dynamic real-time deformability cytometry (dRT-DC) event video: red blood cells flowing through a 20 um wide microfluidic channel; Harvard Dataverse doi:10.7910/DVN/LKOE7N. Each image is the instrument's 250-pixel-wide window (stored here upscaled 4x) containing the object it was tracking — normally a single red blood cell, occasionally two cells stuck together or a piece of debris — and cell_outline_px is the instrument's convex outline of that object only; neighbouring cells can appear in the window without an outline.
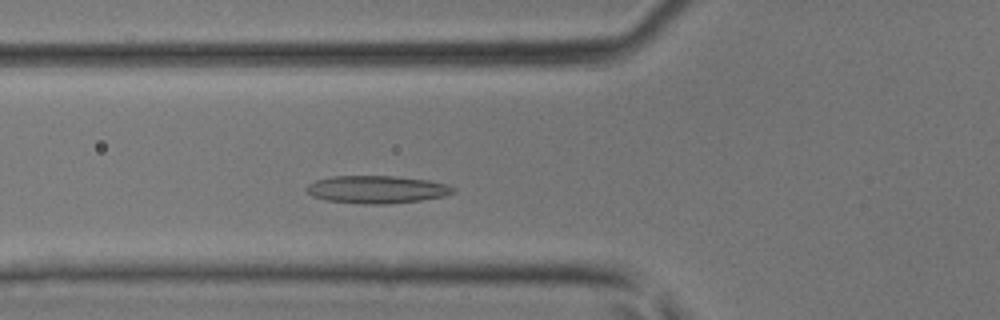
{"species": "common noctule bat (a hibernating species)", "species_latin": "Nyctalus noctula", "temperature_condition": "room temperature", "stored_images_in_passage": 39, "camera_frame_rate_fps": 3000, "um_per_image_px": 0.085, "animal": {"sex": "male", "body_mass_g": 17.9, "forearm_length_mm": 54.2}, "frame": {"image": 1, "passage_image": 11, "time_ms": 3.333, "image_size_px": [1000, 320], "cell_outline_px": [[456, 192], [444, 196], [420, 200], [388, 204], [364, 204], [328, 200], [312, 196], [304, 188], [308, 184], [316, 180], [332, 176], [392, 176], [428, 180], [444, 184], [456, 188]], "centroid_in_image_um": [32.02, 16.1], "position_along_channel_um": 93.8, "area_um2": 23.52}}
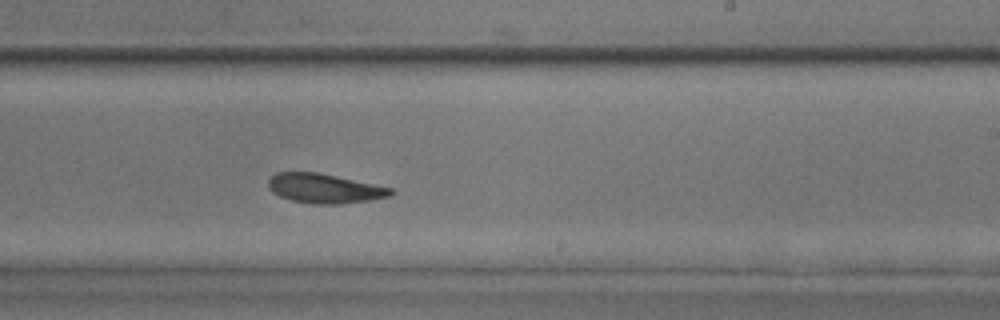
{"frame": {"image": 2, "passage_image": 22, "time_ms": 7.0, "image_size_px": [1000, 320], "cell_outline_px": [[396, 192], [388, 196], [368, 200], [340, 204], [312, 204], [292, 200], [280, 196], [272, 192], [268, 188], [268, 180], [276, 172], [316, 172], [336, 176], [392, 188]], "centroid_in_image_um": [27.55, 16.02], "position_along_channel_um": 261.4, "area_um2": 20.87}}
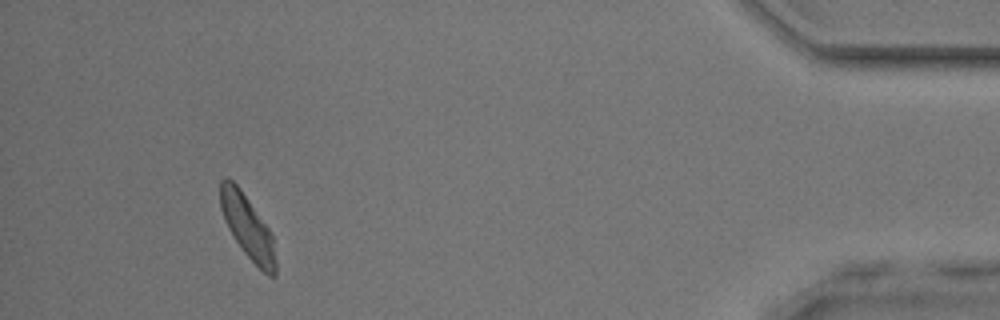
{"frame": {"image": 3, "passage_image": 36, "time_ms": 11.667, "image_size_px": [1000, 320], "cell_outline_px": [[276, 276], [268, 276], [244, 252], [228, 228], [224, 220], [220, 208], [220, 180], [224, 176], [228, 176], [240, 188], [268, 228], [272, 236], [276, 264]], "centroid_in_image_um": [21.01, 19.24], "position_along_channel_um": 414.2, "area_um2": 20.11}}